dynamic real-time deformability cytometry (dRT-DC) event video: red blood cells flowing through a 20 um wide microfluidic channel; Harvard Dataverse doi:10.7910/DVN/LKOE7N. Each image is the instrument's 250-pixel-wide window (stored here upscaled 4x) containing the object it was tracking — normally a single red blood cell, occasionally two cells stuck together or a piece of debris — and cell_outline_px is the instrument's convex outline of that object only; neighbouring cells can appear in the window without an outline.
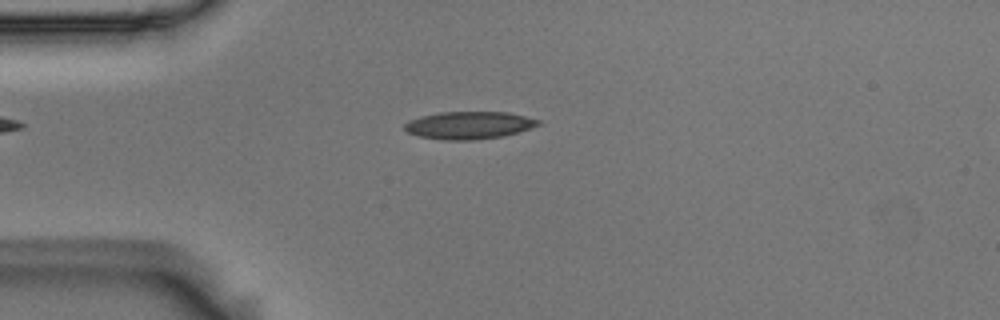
{"species": "Egyptian fruit bat (a non-hibernating species)", "species_latin": "Rousettus aegyptiacus", "temperature_condition": "room temperature", "stored_images_in_passage": 4, "segment_of_instrument_passage": [1, 2], "camera_frame_rate_fps": 3000, "um_per_image_px": 0.085, "animal": {"sex": "male"}, "frame": {"image": 1, "passage_image": 3, "time_ms": 0.667, "image_size_px": [1000, 320], "cell_outline_px": [[540, 124], [504, 136], [472, 140], [440, 140], [420, 136], [408, 132], [404, 128], [404, 124], [408, 120], [420, 116], [440, 112], [508, 112], [540, 120]], "centroid_in_image_um": [39.81, 10.64], "position_along_channel_um": 45.2, "area_um2": 21.33}}